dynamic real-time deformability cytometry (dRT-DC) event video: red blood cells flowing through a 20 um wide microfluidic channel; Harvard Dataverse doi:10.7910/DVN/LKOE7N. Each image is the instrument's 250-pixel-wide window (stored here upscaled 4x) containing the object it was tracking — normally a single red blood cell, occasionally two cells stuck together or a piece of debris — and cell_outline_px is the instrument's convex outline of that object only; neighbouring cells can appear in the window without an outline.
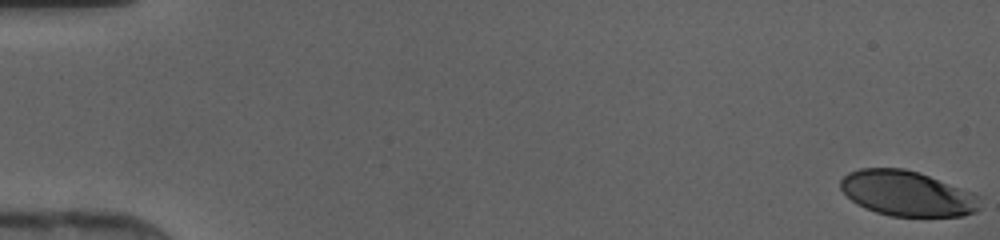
{"species": "human", "species_latin": "Homo sapiens", "temperature_condition": "cold", "stored_images_in_passage": 47, "camera_frame_rate_fps": 3000, "um_per_image_px": 0.085, "donor": {"sex": "female"}, "frame": {"image": 1, "passage_image": 1, "time_ms": 0.0, "image_size_px": [1000, 240], "cell_outline_px": [[980, 208], [976, 212], [964, 216], [892, 216], [876, 212], [864, 208], [856, 204], [840, 188], [840, 180], [848, 172], [860, 168], [904, 168], [920, 172], [972, 192], [976, 196]], "centroid_in_image_um": [77.08, 16.44], "position_along_channel_um": 7.9, "area_um2": 36.7}}
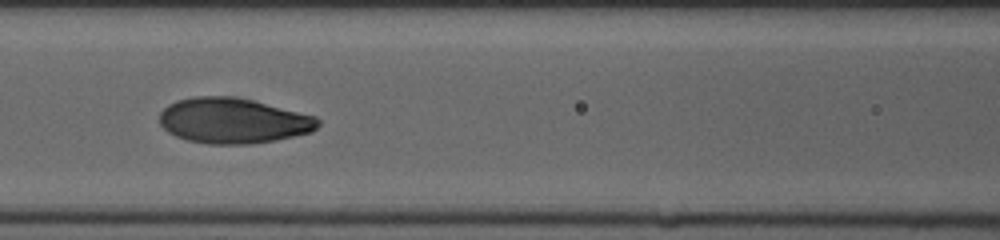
{"frame": {"image": 2, "passage_image": 22, "time_ms": 7.0, "image_size_px": [1000, 240], "cell_outline_px": [[320, 124], [312, 132], [276, 140], [252, 144], [208, 144], [188, 140], [176, 136], [168, 132], [160, 124], [160, 112], [168, 104], [176, 100], [192, 96], [232, 96], [252, 100], [316, 116], [320, 120]], "centroid_in_image_um": [19.81, 10.26], "position_along_channel_um": 146.8, "area_um2": 42.08}}
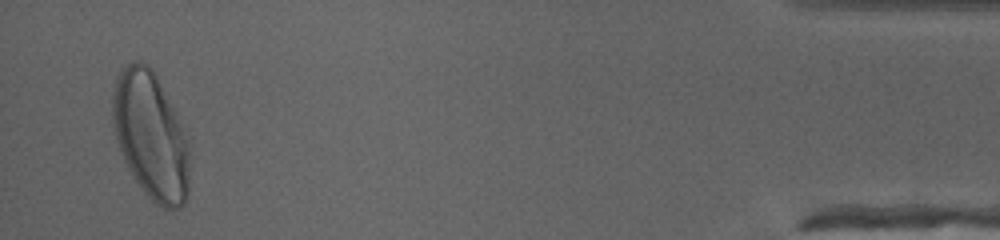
{"frame": {"image": 3, "passage_image": 46, "time_ms": 15.0, "image_size_px": [1000, 240], "cell_outline_px": [[192, 144], [188, 196], [184, 204], [180, 208], [164, 212], [144, 192], [128, 168], [120, 152], [112, 128], [112, 92], [116, 76], [132, 60], [140, 60], [148, 64], [156, 76]], "centroid_in_image_um": [12.84, 11.59], "position_along_channel_um": 422.4, "area_um2": 58.26}}